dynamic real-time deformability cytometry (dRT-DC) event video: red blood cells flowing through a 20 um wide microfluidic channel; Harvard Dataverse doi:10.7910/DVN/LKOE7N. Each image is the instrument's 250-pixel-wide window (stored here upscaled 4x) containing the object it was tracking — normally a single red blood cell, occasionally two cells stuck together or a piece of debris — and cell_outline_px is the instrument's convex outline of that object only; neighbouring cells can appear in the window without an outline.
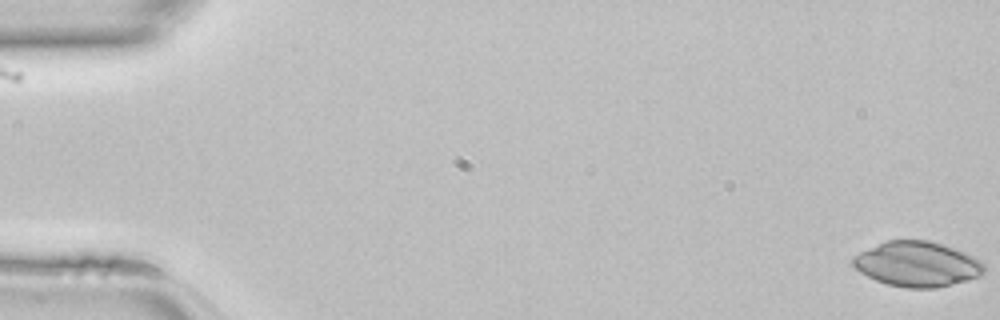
{"species": "common noctule bat (a hibernating species)", "species_latin": "Nyctalus noctula", "temperature_condition": "room temperature", "stored_images_in_passage": 46, "camera_frame_rate_fps": 3000, "um_per_image_px": 0.085, "animal": {"sex": "female", "body_mass_g": 22.7, "forearm_length_mm": 54.2}, "frame": {"image": 1, "passage_image": 1, "time_ms": 0.0, "image_size_px": [1000, 320], "cell_outline_px": [[984, 272], [980, 276], [968, 280], [936, 288], [908, 288], [888, 284], [876, 280], [860, 272], [852, 264], [852, 256], [860, 252], [888, 240], [928, 240], [944, 244], [964, 252], [980, 260], [984, 264]], "centroid_in_image_um": [77.97, 22.45], "position_along_channel_um": 7.0, "area_um2": 34.33}}